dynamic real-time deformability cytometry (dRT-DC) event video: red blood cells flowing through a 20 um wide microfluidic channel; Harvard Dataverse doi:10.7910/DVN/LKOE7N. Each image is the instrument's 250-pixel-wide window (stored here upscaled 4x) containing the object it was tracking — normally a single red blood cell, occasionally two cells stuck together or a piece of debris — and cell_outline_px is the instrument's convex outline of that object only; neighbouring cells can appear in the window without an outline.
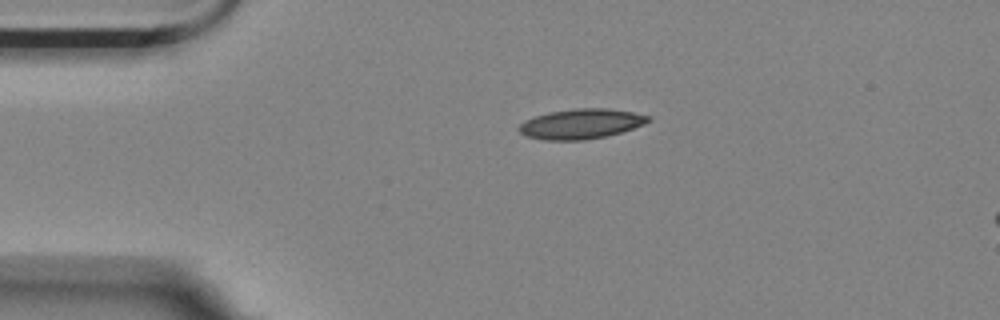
{"species": "Egyptian fruit bat (a non-hibernating species)", "species_latin": "Rousettus aegyptiacus", "temperature_condition": "room temperature", "stored_images_in_passage": 3, "segment_of_instrument_passage": [1, 2], "camera_frame_rate_fps": 3000, "um_per_image_px": 0.085, "animal": {"sex": "female"}, "frame": {"image": 1, "passage_image": 1, "time_ms": 0.0, "image_size_px": [1000, 320], "cell_outline_px": [[652, 120], [644, 124], [608, 136], [584, 140], [544, 140], [524, 136], [516, 128], [524, 120], [548, 112], [576, 108], [608, 108], [632, 112], [652, 116]], "centroid_in_image_um": [49.37, 10.53], "position_along_channel_um": 35.6, "area_um2": 22.77}}